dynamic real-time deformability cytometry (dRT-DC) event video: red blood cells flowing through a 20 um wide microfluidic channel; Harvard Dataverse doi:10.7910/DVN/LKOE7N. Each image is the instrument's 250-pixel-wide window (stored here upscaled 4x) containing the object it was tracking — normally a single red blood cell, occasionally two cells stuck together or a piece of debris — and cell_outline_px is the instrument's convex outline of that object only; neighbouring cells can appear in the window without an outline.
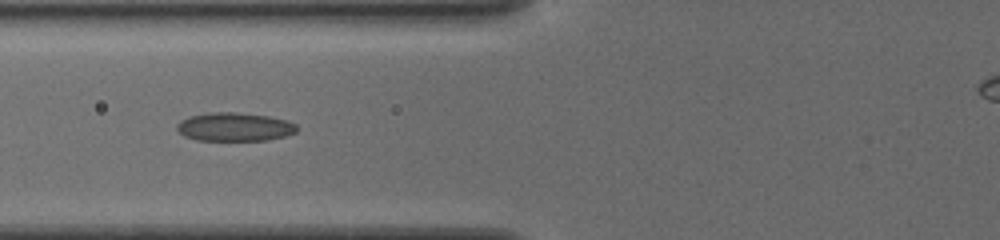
{"species": "common noctule bat (a hibernating species)", "species_latin": "Nyctalus noctula", "temperature_condition": "cold", "stored_images_in_passage": 8, "camera_frame_rate_fps": 3000, "um_per_image_px": 0.085, "animal": {"sex": "female", "body_mass_g": 19.5, "forearm_length_mm": 54.1}, "frame": {"image": 1, "passage_image": 6, "time_ms": 1.667, "image_size_px": [1000, 240], "cell_outline_px": [[296, 132], [284, 136], [268, 140], [196, 140], [184, 136], [176, 128], [176, 124], [180, 120], [188, 116], [212, 112], [236, 112], [268, 116], [288, 120], [296, 124]], "centroid_in_image_um": [19.91, 10.78], "position_along_channel_um": 105.9, "area_um2": 20.0}}